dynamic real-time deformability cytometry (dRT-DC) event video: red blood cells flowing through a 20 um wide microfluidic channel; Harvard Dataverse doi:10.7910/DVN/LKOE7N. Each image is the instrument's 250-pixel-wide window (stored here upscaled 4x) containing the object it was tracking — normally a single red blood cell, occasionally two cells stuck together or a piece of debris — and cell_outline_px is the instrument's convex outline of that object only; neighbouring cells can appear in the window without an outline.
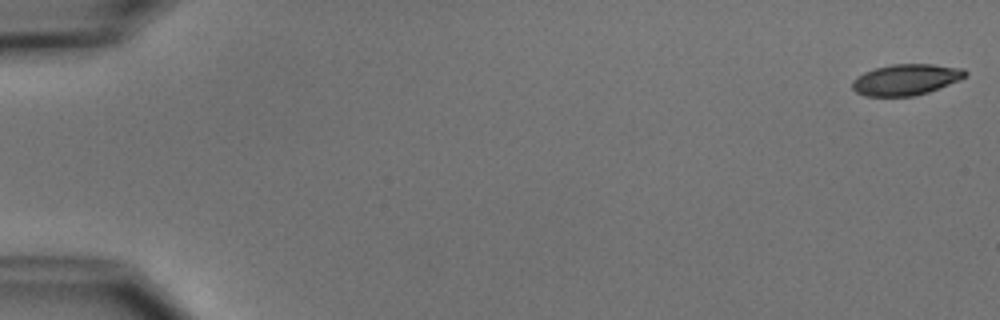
{"species": "common noctule bat (a hibernating species)", "species_latin": "Nyctalus noctula", "temperature_condition": "cold", "stored_images_in_passage": 15, "camera_frame_rate_fps": 3000, "um_per_image_px": 0.085, "animal": {"sex": "male", "body_mass_g": 15.6}, "frame": {"image": 1, "passage_image": 1, "time_ms": 0.0, "image_size_px": [1000, 320], "cell_outline_px": [[968, 72], [960, 80], [928, 92], [916, 96], [864, 96], [856, 92], [852, 88], [852, 80], [856, 76], [864, 72], [876, 68], [892, 64], [932, 64], [964, 68]], "centroid_in_image_um": [76.99, 6.77], "position_along_channel_um": 8.0, "area_um2": 20.52}}
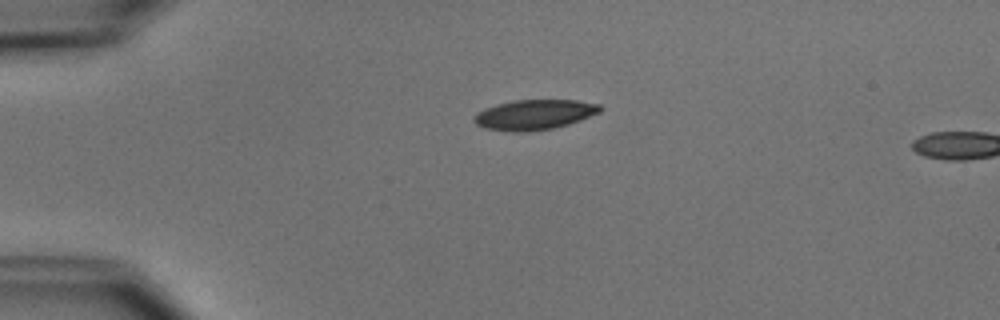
{"frame": {"image": 2, "passage_image": 13, "time_ms": 4.0, "image_size_px": [1000, 320], "cell_outline_px": [[604, 108], [600, 112], [580, 120], [568, 124], [552, 128], [528, 132], [512, 132], [484, 128], [476, 124], [472, 120], [476, 112], [484, 108], [496, 104], [512, 100], [576, 100], [600, 104]], "centroid_in_image_um": [45.39, 9.74], "position_along_channel_um": 39.6, "area_um2": 22.31}}